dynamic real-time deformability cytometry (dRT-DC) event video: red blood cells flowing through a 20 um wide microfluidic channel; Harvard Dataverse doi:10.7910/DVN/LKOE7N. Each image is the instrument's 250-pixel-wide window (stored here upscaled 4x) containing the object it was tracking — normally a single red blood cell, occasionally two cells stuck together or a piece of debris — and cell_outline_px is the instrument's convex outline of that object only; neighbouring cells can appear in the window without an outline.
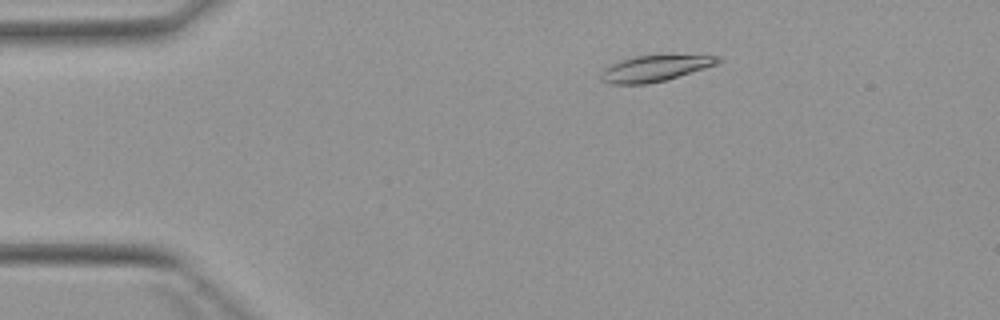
{"species": "Egyptian fruit bat (a non-hibernating species)", "species_latin": "Rousettus aegyptiacus", "temperature_condition": "warm", "stored_images_in_passage": 5, "camera_frame_rate_fps": 3000, "um_per_image_px": 0.085, "animal": {"sex": "female"}, "frame": {"image": 1, "passage_image": 2, "time_ms": 1.333, "image_size_px": [1000, 320], "cell_outline_px": [[720, 60], [716, 64], [704, 68], [664, 80], [644, 84], [612, 84], [600, 80], [600, 72], [604, 68], [620, 60], [636, 56], [720, 56]], "centroid_in_image_um": [55.56, 5.83], "position_along_channel_um": 29.4, "area_um2": 17.17}}
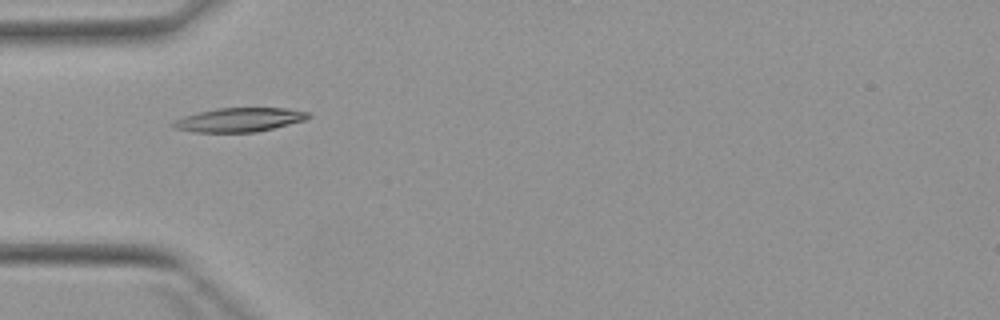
{"frame": {"image": 2, "passage_image": 4, "time_ms": 3.667, "image_size_px": [1000, 320], "cell_outline_px": [[312, 116], [308, 120], [256, 132], [192, 132], [176, 128], [168, 124], [184, 116], [216, 108], [288, 108], [312, 112]], "centroid_in_image_um": [20.42, 10.18], "position_along_channel_um": 64.6, "area_um2": 19.07}}
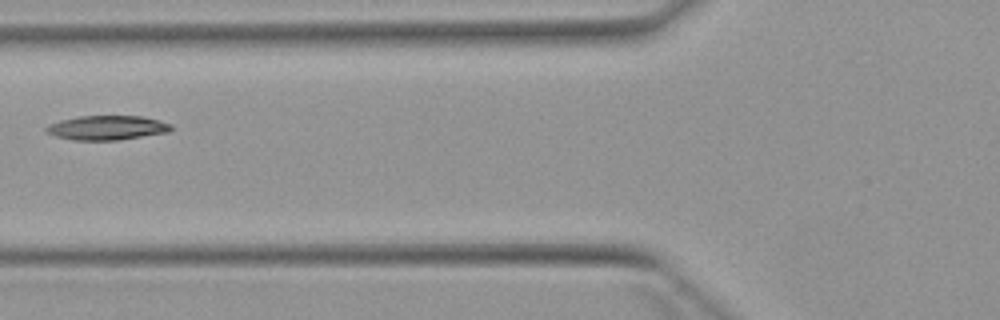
{"frame": {"image": 3, "passage_image": 5, "time_ms": 5.0, "image_size_px": [1000, 320], "cell_outline_px": [[172, 128], [168, 132], [116, 140], [72, 140], [56, 136], [44, 132], [44, 128], [48, 124], [60, 120], [80, 116], [144, 116], [160, 120], [172, 124]], "centroid_in_image_um": [9.07, 10.85], "position_along_channel_um": 116.7, "area_um2": 17.8}}